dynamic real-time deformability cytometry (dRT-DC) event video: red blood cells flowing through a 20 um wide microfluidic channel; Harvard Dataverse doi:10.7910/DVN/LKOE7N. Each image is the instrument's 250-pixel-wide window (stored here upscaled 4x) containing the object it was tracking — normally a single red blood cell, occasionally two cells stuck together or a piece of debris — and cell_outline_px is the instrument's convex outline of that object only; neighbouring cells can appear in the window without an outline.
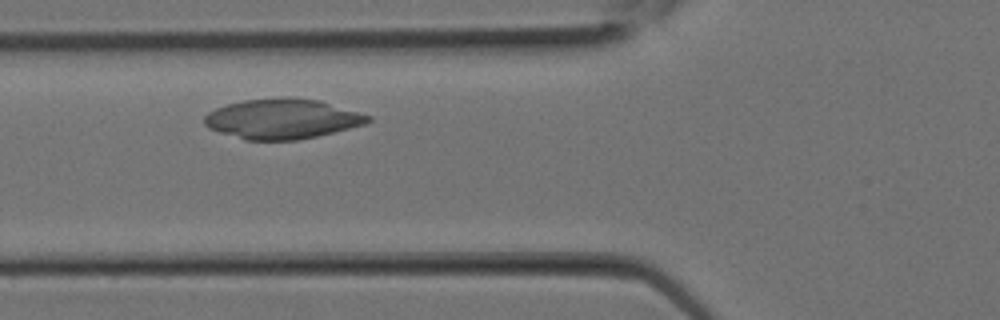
{"species": "Egyptian fruit bat (a non-hibernating species)", "species_latin": "Rousettus aegyptiacus", "temperature_condition": "room temperature", "stored_images_in_passage": 7, "camera_frame_rate_fps": 3000, "um_per_image_px": 0.085, "animal": {"sex": "female"}, "frame": {"image": 1, "passage_image": 4, "time_ms": 1.0, "image_size_px": [1000, 320], "cell_outline_px": [[372, 120], [364, 124], [316, 136], [296, 140], [244, 140], [208, 128], [204, 124], [204, 116], [208, 112], [216, 108], [228, 104], [244, 100], [284, 96], [296, 96], [320, 100], [372, 116]], "centroid_in_image_um": [23.98, 10.08], "position_along_channel_um": 101.8, "area_um2": 38.32}}
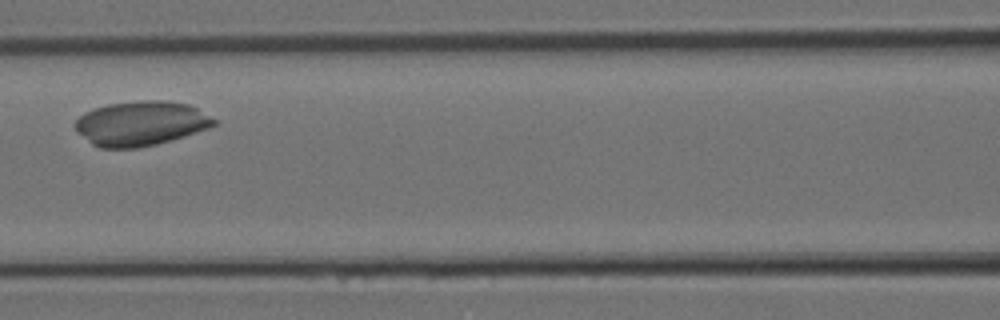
{"frame": {"image": 2, "passage_image": 6, "time_ms": 1.667, "image_size_px": [1000, 320], "cell_outline_px": [[216, 124], [208, 128], [172, 140], [156, 144], [136, 148], [100, 148], [92, 144], [76, 132], [72, 124], [84, 112], [92, 108], [108, 104], [136, 100], [164, 100], [188, 104], [196, 108], [216, 120]], "centroid_in_image_um": [11.91, 10.48], "position_along_channel_um": 154.7, "area_um2": 36.24}}